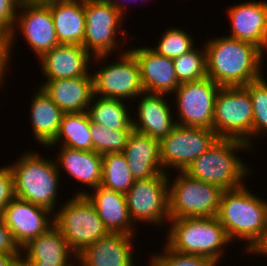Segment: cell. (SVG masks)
Returning <instances> with one entry per match:
<instances>
[{
    "label": "cell",
    "instance_id": "14",
    "mask_svg": "<svg viewBox=\"0 0 267 266\" xmlns=\"http://www.w3.org/2000/svg\"><path fill=\"white\" fill-rule=\"evenodd\" d=\"M119 59V60H118ZM117 62L110 63L92 72L94 81V95L103 98L133 100L140 98L143 88L137 60L127 49L120 53Z\"/></svg>",
    "mask_w": 267,
    "mask_h": 266
},
{
    "label": "cell",
    "instance_id": "41",
    "mask_svg": "<svg viewBox=\"0 0 267 266\" xmlns=\"http://www.w3.org/2000/svg\"><path fill=\"white\" fill-rule=\"evenodd\" d=\"M21 254L0 253V266H15L21 260Z\"/></svg>",
    "mask_w": 267,
    "mask_h": 266
},
{
    "label": "cell",
    "instance_id": "12",
    "mask_svg": "<svg viewBox=\"0 0 267 266\" xmlns=\"http://www.w3.org/2000/svg\"><path fill=\"white\" fill-rule=\"evenodd\" d=\"M219 137L212 129L176 125L160 143V158L164 173L167 168L184 171L207 151Z\"/></svg>",
    "mask_w": 267,
    "mask_h": 266
},
{
    "label": "cell",
    "instance_id": "19",
    "mask_svg": "<svg viewBox=\"0 0 267 266\" xmlns=\"http://www.w3.org/2000/svg\"><path fill=\"white\" fill-rule=\"evenodd\" d=\"M21 252H23L21 259L28 266L77 265L70 259L73 256L72 260L77 261V255L70 249L66 239L54 225L45 233L31 239L21 248Z\"/></svg>",
    "mask_w": 267,
    "mask_h": 266
},
{
    "label": "cell",
    "instance_id": "39",
    "mask_svg": "<svg viewBox=\"0 0 267 266\" xmlns=\"http://www.w3.org/2000/svg\"><path fill=\"white\" fill-rule=\"evenodd\" d=\"M9 41L8 35L0 32V76H5L9 65Z\"/></svg>",
    "mask_w": 267,
    "mask_h": 266
},
{
    "label": "cell",
    "instance_id": "9",
    "mask_svg": "<svg viewBox=\"0 0 267 266\" xmlns=\"http://www.w3.org/2000/svg\"><path fill=\"white\" fill-rule=\"evenodd\" d=\"M169 177V217H217L223 190L214 184L194 179L183 171Z\"/></svg>",
    "mask_w": 267,
    "mask_h": 266
},
{
    "label": "cell",
    "instance_id": "15",
    "mask_svg": "<svg viewBox=\"0 0 267 266\" xmlns=\"http://www.w3.org/2000/svg\"><path fill=\"white\" fill-rule=\"evenodd\" d=\"M53 215L54 213L45 207L15 197L1 217L15 242L22 248L54 225Z\"/></svg>",
    "mask_w": 267,
    "mask_h": 266
},
{
    "label": "cell",
    "instance_id": "34",
    "mask_svg": "<svg viewBox=\"0 0 267 266\" xmlns=\"http://www.w3.org/2000/svg\"><path fill=\"white\" fill-rule=\"evenodd\" d=\"M184 31L180 27L168 28L160 37L158 44L156 43L157 46L152 49L161 56L172 59L189 52L195 47L193 46L195 44L190 34Z\"/></svg>",
    "mask_w": 267,
    "mask_h": 266
},
{
    "label": "cell",
    "instance_id": "44",
    "mask_svg": "<svg viewBox=\"0 0 267 266\" xmlns=\"http://www.w3.org/2000/svg\"><path fill=\"white\" fill-rule=\"evenodd\" d=\"M21 2H24V1H47V0H20Z\"/></svg>",
    "mask_w": 267,
    "mask_h": 266
},
{
    "label": "cell",
    "instance_id": "4",
    "mask_svg": "<svg viewBox=\"0 0 267 266\" xmlns=\"http://www.w3.org/2000/svg\"><path fill=\"white\" fill-rule=\"evenodd\" d=\"M167 223L171 226L166 245L178 253L204 256L219 263L224 247L231 242L217 217L178 218Z\"/></svg>",
    "mask_w": 267,
    "mask_h": 266
},
{
    "label": "cell",
    "instance_id": "37",
    "mask_svg": "<svg viewBox=\"0 0 267 266\" xmlns=\"http://www.w3.org/2000/svg\"><path fill=\"white\" fill-rule=\"evenodd\" d=\"M20 0H0V32L9 34L14 26Z\"/></svg>",
    "mask_w": 267,
    "mask_h": 266
},
{
    "label": "cell",
    "instance_id": "11",
    "mask_svg": "<svg viewBox=\"0 0 267 266\" xmlns=\"http://www.w3.org/2000/svg\"><path fill=\"white\" fill-rule=\"evenodd\" d=\"M18 10L8 34L10 58L18 30L38 58L59 45L50 8L44 1L20 2Z\"/></svg>",
    "mask_w": 267,
    "mask_h": 266
},
{
    "label": "cell",
    "instance_id": "20",
    "mask_svg": "<svg viewBox=\"0 0 267 266\" xmlns=\"http://www.w3.org/2000/svg\"><path fill=\"white\" fill-rule=\"evenodd\" d=\"M134 235L108 233L77 255L78 266H135Z\"/></svg>",
    "mask_w": 267,
    "mask_h": 266
},
{
    "label": "cell",
    "instance_id": "29",
    "mask_svg": "<svg viewBox=\"0 0 267 266\" xmlns=\"http://www.w3.org/2000/svg\"><path fill=\"white\" fill-rule=\"evenodd\" d=\"M87 113L90 121L96 125L101 124L114 130H133L130 112L123 100L94 95Z\"/></svg>",
    "mask_w": 267,
    "mask_h": 266
},
{
    "label": "cell",
    "instance_id": "3",
    "mask_svg": "<svg viewBox=\"0 0 267 266\" xmlns=\"http://www.w3.org/2000/svg\"><path fill=\"white\" fill-rule=\"evenodd\" d=\"M250 151L245 141L219 138L200 157L183 171L188 176L219 186L222 190H232L245 184L251 169L237 156V151ZM236 152V153H235Z\"/></svg>",
    "mask_w": 267,
    "mask_h": 266
},
{
    "label": "cell",
    "instance_id": "1",
    "mask_svg": "<svg viewBox=\"0 0 267 266\" xmlns=\"http://www.w3.org/2000/svg\"><path fill=\"white\" fill-rule=\"evenodd\" d=\"M203 45L207 77L221 87L245 86L263 76L264 55L255 45L227 35L209 38Z\"/></svg>",
    "mask_w": 267,
    "mask_h": 266
},
{
    "label": "cell",
    "instance_id": "27",
    "mask_svg": "<svg viewBox=\"0 0 267 266\" xmlns=\"http://www.w3.org/2000/svg\"><path fill=\"white\" fill-rule=\"evenodd\" d=\"M30 109L33 137L46 148L57 136L64 112L41 87L33 94Z\"/></svg>",
    "mask_w": 267,
    "mask_h": 266
},
{
    "label": "cell",
    "instance_id": "13",
    "mask_svg": "<svg viewBox=\"0 0 267 266\" xmlns=\"http://www.w3.org/2000/svg\"><path fill=\"white\" fill-rule=\"evenodd\" d=\"M220 88L209 77L181 83L173 93L179 115L176 123L213 130L214 102Z\"/></svg>",
    "mask_w": 267,
    "mask_h": 266
},
{
    "label": "cell",
    "instance_id": "30",
    "mask_svg": "<svg viewBox=\"0 0 267 266\" xmlns=\"http://www.w3.org/2000/svg\"><path fill=\"white\" fill-rule=\"evenodd\" d=\"M127 160L122 152L102 155V179L100 186L126 194L134 184Z\"/></svg>",
    "mask_w": 267,
    "mask_h": 266
},
{
    "label": "cell",
    "instance_id": "25",
    "mask_svg": "<svg viewBox=\"0 0 267 266\" xmlns=\"http://www.w3.org/2000/svg\"><path fill=\"white\" fill-rule=\"evenodd\" d=\"M59 44L82 45L86 20L84 0H47Z\"/></svg>",
    "mask_w": 267,
    "mask_h": 266
},
{
    "label": "cell",
    "instance_id": "7",
    "mask_svg": "<svg viewBox=\"0 0 267 266\" xmlns=\"http://www.w3.org/2000/svg\"><path fill=\"white\" fill-rule=\"evenodd\" d=\"M66 202L58 212L55 211L54 226L66 239L70 249L78 255L109 232L85 195H73Z\"/></svg>",
    "mask_w": 267,
    "mask_h": 266
},
{
    "label": "cell",
    "instance_id": "35",
    "mask_svg": "<svg viewBox=\"0 0 267 266\" xmlns=\"http://www.w3.org/2000/svg\"><path fill=\"white\" fill-rule=\"evenodd\" d=\"M148 264L149 266H217L218 263L204 256L175 252L165 244L163 252L152 256Z\"/></svg>",
    "mask_w": 267,
    "mask_h": 266
},
{
    "label": "cell",
    "instance_id": "6",
    "mask_svg": "<svg viewBox=\"0 0 267 266\" xmlns=\"http://www.w3.org/2000/svg\"><path fill=\"white\" fill-rule=\"evenodd\" d=\"M125 6L127 3L119 0H84L86 28L83 47L92 55L93 62L95 59L97 64L106 61L115 47L119 48L117 32L129 35L121 28Z\"/></svg>",
    "mask_w": 267,
    "mask_h": 266
},
{
    "label": "cell",
    "instance_id": "22",
    "mask_svg": "<svg viewBox=\"0 0 267 266\" xmlns=\"http://www.w3.org/2000/svg\"><path fill=\"white\" fill-rule=\"evenodd\" d=\"M40 87L64 113L87 111L94 97L92 71L80 77L45 80Z\"/></svg>",
    "mask_w": 267,
    "mask_h": 266
},
{
    "label": "cell",
    "instance_id": "2",
    "mask_svg": "<svg viewBox=\"0 0 267 266\" xmlns=\"http://www.w3.org/2000/svg\"><path fill=\"white\" fill-rule=\"evenodd\" d=\"M219 222L229 240L246 241L248 253L261 239L267 225V201L251 193L244 185L223 190L220 197Z\"/></svg>",
    "mask_w": 267,
    "mask_h": 266
},
{
    "label": "cell",
    "instance_id": "26",
    "mask_svg": "<svg viewBox=\"0 0 267 266\" xmlns=\"http://www.w3.org/2000/svg\"><path fill=\"white\" fill-rule=\"evenodd\" d=\"M55 161L71 178L92 189L100 186L102 179V155L97 152L61 146ZM60 165V166H59Z\"/></svg>",
    "mask_w": 267,
    "mask_h": 266
},
{
    "label": "cell",
    "instance_id": "40",
    "mask_svg": "<svg viewBox=\"0 0 267 266\" xmlns=\"http://www.w3.org/2000/svg\"><path fill=\"white\" fill-rule=\"evenodd\" d=\"M248 253H252L254 255L255 253L256 255L263 254V256L266 254L267 256V225L261 239L255 244V246Z\"/></svg>",
    "mask_w": 267,
    "mask_h": 266
},
{
    "label": "cell",
    "instance_id": "21",
    "mask_svg": "<svg viewBox=\"0 0 267 266\" xmlns=\"http://www.w3.org/2000/svg\"><path fill=\"white\" fill-rule=\"evenodd\" d=\"M141 96L138 109L136 108L138 118H132L133 130L160 142L177 125L172 116V107L164 94L143 91Z\"/></svg>",
    "mask_w": 267,
    "mask_h": 266
},
{
    "label": "cell",
    "instance_id": "17",
    "mask_svg": "<svg viewBox=\"0 0 267 266\" xmlns=\"http://www.w3.org/2000/svg\"><path fill=\"white\" fill-rule=\"evenodd\" d=\"M226 14L231 22L232 33L227 35L267 50V2L249 1L229 6Z\"/></svg>",
    "mask_w": 267,
    "mask_h": 266
},
{
    "label": "cell",
    "instance_id": "18",
    "mask_svg": "<svg viewBox=\"0 0 267 266\" xmlns=\"http://www.w3.org/2000/svg\"><path fill=\"white\" fill-rule=\"evenodd\" d=\"M91 56L82 45L59 44L39 58L40 72L47 80L85 76L91 70Z\"/></svg>",
    "mask_w": 267,
    "mask_h": 266
},
{
    "label": "cell",
    "instance_id": "10",
    "mask_svg": "<svg viewBox=\"0 0 267 266\" xmlns=\"http://www.w3.org/2000/svg\"><path fill=\"white\" fill-rule=\"evenodd\" d=\"M169 176L160 173L157 176L135 180L125 194L128 213L133 224L147 222L163 226L169 221Z\"/></svg>",
    "mask_w": 267,
    "mask_h": 266
},
{
    "label": "cell",
    "instance_id": "36",
    "mask_svg": "<svg viewBox=\"0 0 267 266\" xmlns=\"http://www.w3.org/2000/svg\"><path fill=\"white\" fill-rule=\"evenodd\" d=\"M15 198L14 180L10 167H0V216L5 208Z\"/></svg>",
    "mask_w": 267,
    "mask_h": 266
},
{
    "label": "cell",
    "instance_id": "16",
    "mask_svg": "<svg viewBox=\"0 0 267 266\" xmlns=\"http://www.w3.org/2000/svg\"><path fill=\"white\" fill-rule=\"evenodd\" d=\"M139 66L140 82L144 92L170 95L181 84L176 76L172 58L161 56L152 47L129 49Z\"/></svg>",
    "mask_w": 267,
    "mask_h": 266
},
{
    "label": "cell",
    "instance_id": "5",
    "mask_svg": "<svg viewBox=\"0 0 267 266\" xmlns=\"http://www.w3.org/2000/svg\"><path fill=\"white\" fill-rule=\"evenodd\" d=\"M24 154V155H23ZM15 164L8 165L13 174L15 197L56 211L60 169L52 160L34 151L23 153Z\"/></svg>",
    "mask_w": 267,
    "mask_h": 266
},
{
    "label": "cell",
    "instance_id": "42",
    "mask_svg": "<svg viewBox=\"0 0 267 266\" xmlns=\"http://www.w3.org/2000/svg\"><path fill=\"white\" fill-rule=\"evenodd\" d=\"M15 266H28L22 259Z\"/></svg>",
    "mask_w": 267,
    "mask_h": 266
},
{
    "label": "cell",
    "instance_id": "32",
    "mask_svg": "<svg viewBox=\"0 0 267 266\" xmlns=\"http://www.w3.org/2000/svg\"><path fill=\"white\" fill-rule=\"evenodd\" d=\"M132 130H114L90 121L92 150L100 155L122 152Z\"/></svg>",
    "mask_w": 267,
    "mask_h": 266
},
{
    "label": "cell",
    "instance_id": "8",
    "mask_svg": "<svg viewBox=\"0 0 267 266\" xmlns=\"http://www.w3.org/2000/svg\"><path fill=\"white\" fill-rule=\"evenodd\" d=\"M213 130L219 138L242 140L253 148V105L244 86L220 88L214 102Z\"/></svg>",
    "mask_w": 267,
    "mask_h": 266
},
{
    "label": "cell",
    "instance_id": "28",
    "mask_svg": "<svg viewBox=\"0 0 267 266\" xmlns=\"http://www.w3.org/2000/svg\"><path fill=\"white\" fill-rule=\"evenodd\" d=\"M59 142L61 146H66L72 149L84 151L92 150L90 118L87 111L64 113L59 132L47 148L54 147V145Z\"/></svg>",
    "mask_w": 267,
    "mask_h": 266
},
{
    "label": "cell",
    "instance_id": "23",
    "mask_svg": "<svg viewBox=\"0 0 267 266\" xmlns=\"http://www.w3.org/2000/svg\"><path fill=\"white\" fill-rule=\"evenodd\" d=\"M90 191H78L74 195H85L95 207L109 233L135 235L133 222L128 213L125 194L98 186ZM133 227V228H132Z\"/></svg>",
    "mask_w": 267,
    "mask_h": 266
},
{
    "label": "cell",
    "instance_id": "24",
    "mask_svg": "<svg viewBox=\"0 0 267 266\" xmlns=\"http://www.w3.org/2000/svg\"><path fill=\"white\" fill-rule=\"evenodd\" d=\"M122 153L135 180L148 179L164 173L160 158V143L149 135L132 130Z\"/></svg>",
    "mask_w": 267,
    "mask_h": 266
},
{
    "label": "cell",
    "instance_id": "43",
    "mask_svg": "<svg viewBox=\"0 0 267 266\" xmlns=\"http://www.w3.org/2000/svg\"><path fill=\"white\" fill-rule=\"evenodd\" d=\"M5 76H0V87L3 86Z\"/></svg>",
    "mask_w": 267,
    "mask_h": 266
},
{
    "label": "cell",
    "instance_id": "38",
    "mask_svg": "<svg viewBox=\"0 0 267 266\" xmlns=\"http://www.w3.org/2000/svg\"><path fill=\"white\" fill-rule=\"evenodd\" d=\"M0 253L22 254L21 248L15 242L11 231L5 225L3 218L1 216H0Z\"/></svg>",
    "mask_w": 267,
    "mask_h": 266
},
{
    "label": "cell",
    "instance_id": "33",
    "mask_svg": "<svg viewBox=\"0 0 267 266\" xmlns=\"http://www.w3.org/2000/svg\"><path fill=\"white\" fill-rule=\"evenodd\" d=\"M244 87L248 90L253 105V145V138L258 139L259 136L261 137L262 134L265 136L264 134L267 133V82L262 76Z\"/></svg>",
    "mask_w": 267,
    "mask_h": 266
},
{
    "label": "cell",
    "instance_id": "31",
    "mask_svg": "<svg viewBox=\"0 0 267 266\" xmlns=\"http://www.w3.org/2000/svg\"><path fill=\"white\" fill-rule=\"evenodd\" d=\"M173 62L180 83L197 81L207 77L206 49L203 45L200 50L194 47L189 52L173 58Z\"/></svg>",
    "mask_w": 267,
    "mask_h": 266
}]
</instances>
